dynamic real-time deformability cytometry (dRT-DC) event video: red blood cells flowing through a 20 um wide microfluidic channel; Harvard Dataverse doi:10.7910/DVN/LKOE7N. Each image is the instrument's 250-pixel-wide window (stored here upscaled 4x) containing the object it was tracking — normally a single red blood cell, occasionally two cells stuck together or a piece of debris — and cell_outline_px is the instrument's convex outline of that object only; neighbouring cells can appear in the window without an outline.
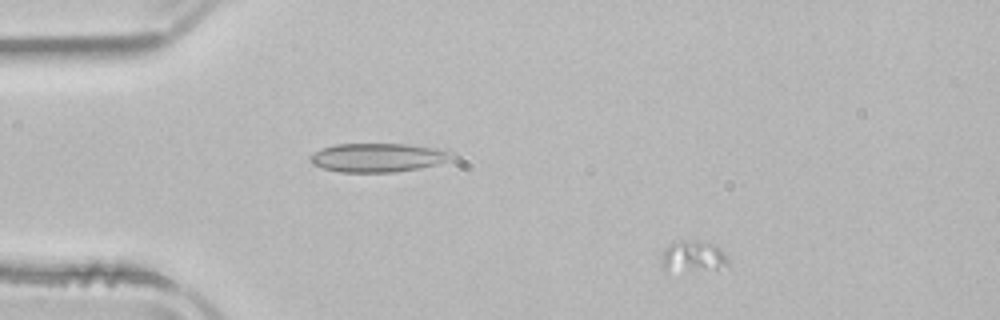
{"species": "common noctule bat (a hibernating species)", "species_latin": "Nyctalus noctula", "temperature_condition": "room temperature", "stored_images_in_passage": 47, "camera_frame_rate_fps": 3000, "um_per_image_px": 0.085, "animal": {"sex": "male", "body_mass_g": 21.5, "forearm_length_mm": 52.0}, "frame": {"image": 1, "passage_image": 2, "time_ms": 0.333, "image_size_px": [1000, 320], "cell_outline_px": [[728, 268], [664, 268], [660, 260], [664, 248], [668, 244], [684, 240], [696, 240], [712, 244], [728, 260]], "centroid_in_image_um": [58.88, 21.73], "position_along_channel_um": 26.1, "area_um2": 11.21}}
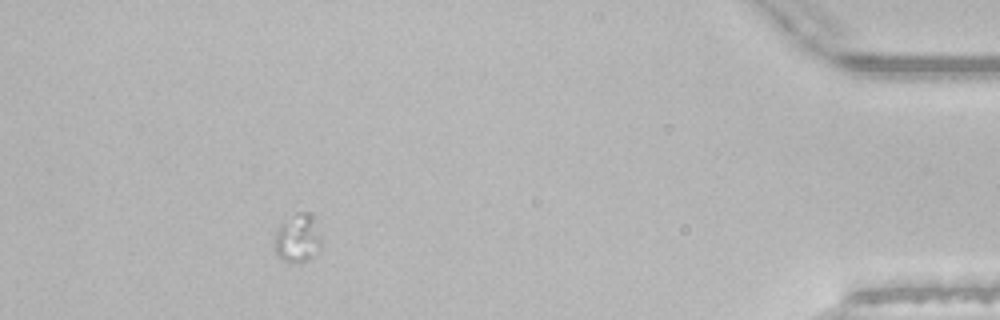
{"frame": {"image": 2, "passage_image": 42, "time_ms": 13.667, "image_size_px": [1000, 320], "cell_outline_px": [[320, 248], [308, 260], [300, 264], [288, 264], [276, 252], [276, 232], [280, 224], [296, 212], [312, 212], [320, 236]], "centroid_in_image_um": [25.32, 20.26], "position_along_channel_um": 409.9, "area_um2": 13.18}}